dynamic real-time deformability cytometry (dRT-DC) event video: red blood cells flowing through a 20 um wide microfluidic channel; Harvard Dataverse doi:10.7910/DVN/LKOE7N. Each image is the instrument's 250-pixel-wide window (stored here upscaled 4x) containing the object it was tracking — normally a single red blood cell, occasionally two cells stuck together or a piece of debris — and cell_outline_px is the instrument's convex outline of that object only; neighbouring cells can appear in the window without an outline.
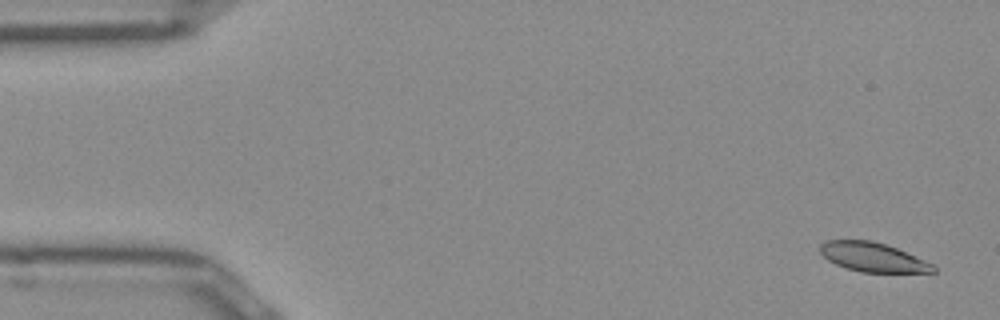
{"species": "Egyptian fruit bat (a non-hibernating species)", "species_latin": "Rousettus aegyptiacus", "temperature_condition": "room temperature", "stored_images_in_passage": 51, "camera_frame_rate_fps": 3000, "um_per_image_px": 0.085, "frame": {"image": 1, "passage_image": 2, "time_ms": 0.333, "image_size_px": [1000, 320], "cell_outline_px": [[936, 272], [860, 272], [836, 264], [828, 260], [820, 252], [820, 244], [828, 240], [872, 240], [896, 248], [932, 264], [936, 268]], "centroid_in_image_um": [74.16, 21.85], "position_along_channel_um": 10.8, "area_um2": 18.9}}
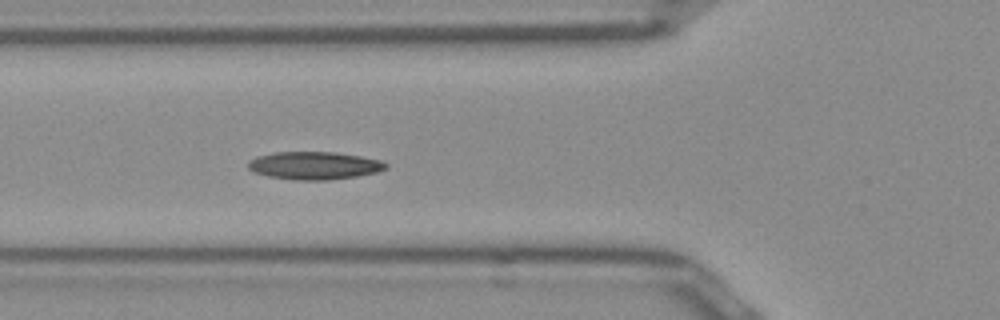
{"frame": {"image": 2, "passage_image": 18, "time_ms": 5.667, "image_size_px": [1000, 320], "cell_outline_px": [[388, 168], [376, 172], [356, 176], [328, 180], [292, 180], [268, 176], [256, 172], [248, 168], [248, 160], [256, 156], [276, 152], [332, 152], [360, 156], [380, 160], [388, 164]], "centroid_in_image_um": [26.7, 14.07], "position_along_channel_um": 99.1, "area_um2": 22.25}}
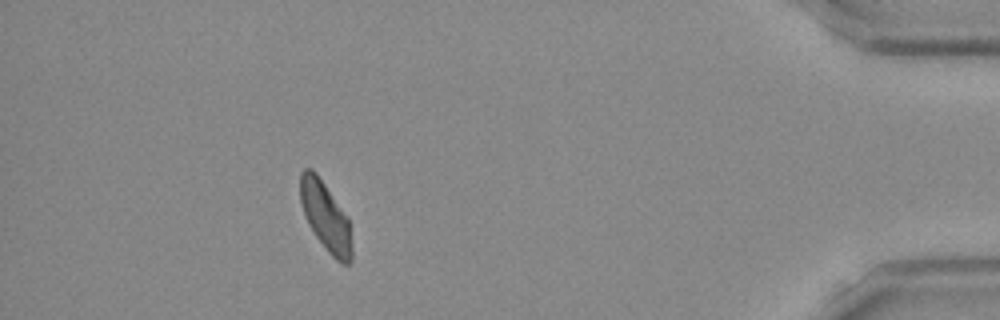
{"frame": {"image": 3, "passage_image": 46, "time_ms": 15.0, "image_size_px": [1000, 320], "cell_outline_px": [[352, 260], [348, 264], [344, 264], [336, 260], [328, 252], [316, 236], [308, 224], [300, 200], [300, 172], [304, 168], [312, 168], [316, 172], [348, 216], [352, 248]], "centroid_in_image_um": [27.68, 18.39], "position_along_channel_um": 407.5, "area_um2": 20.75}, "authors_computed_cell_mechanics": {"area_um2": 21.0392, "velocity_mm_per_s": 3.9207, "shape_relaxation_time_tau1_ms": 4.7879, "shape_relaxation_time_tau2_ms": 6.9689, "deformation_change_tau1": 0.1207, "deformation_change_tau2": 0.1206}}